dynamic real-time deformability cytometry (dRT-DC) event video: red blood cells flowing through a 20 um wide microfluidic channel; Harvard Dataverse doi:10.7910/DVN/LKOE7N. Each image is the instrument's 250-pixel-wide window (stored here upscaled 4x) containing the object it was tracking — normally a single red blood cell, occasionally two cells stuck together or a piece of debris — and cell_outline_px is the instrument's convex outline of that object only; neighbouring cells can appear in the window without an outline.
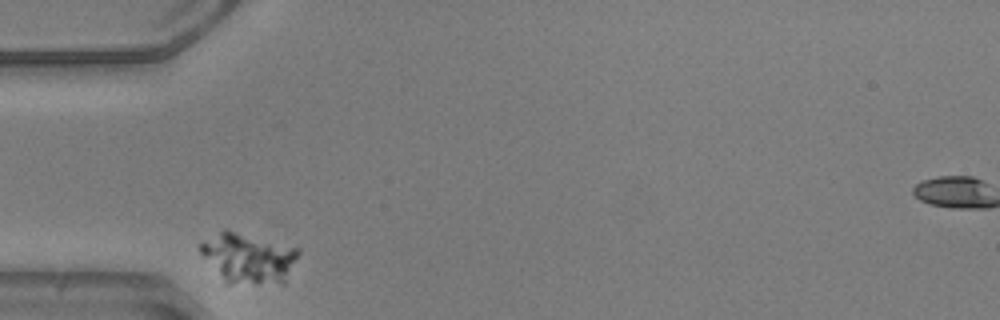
{"species": "common noctule bat (a hibernating species)", "species_latin": "Nyctalus noctula", "temperature_condition": "warm", "stored_images_in_passage": 3, "camera_frame_rate_fps": 3000, "um_per_image_px": 0.085, "animal": {"sex": "male", "body_mass_g": 20.5, "forearm_length_mm": 52.5}, "frame": {"image": 1, "passage_image": 1, "time_ms": 0.0, "image_size_px": [1000, 320], "cell_outline_px": [[300, 252], [284, 284], [224, 284], [200, 252], [200, 244], [224, 228], [300, 248]], "centroid_in_image_um": [21.12, 21.96], "position_along_channel_um": 63.9, "area_um2": 28.96}}